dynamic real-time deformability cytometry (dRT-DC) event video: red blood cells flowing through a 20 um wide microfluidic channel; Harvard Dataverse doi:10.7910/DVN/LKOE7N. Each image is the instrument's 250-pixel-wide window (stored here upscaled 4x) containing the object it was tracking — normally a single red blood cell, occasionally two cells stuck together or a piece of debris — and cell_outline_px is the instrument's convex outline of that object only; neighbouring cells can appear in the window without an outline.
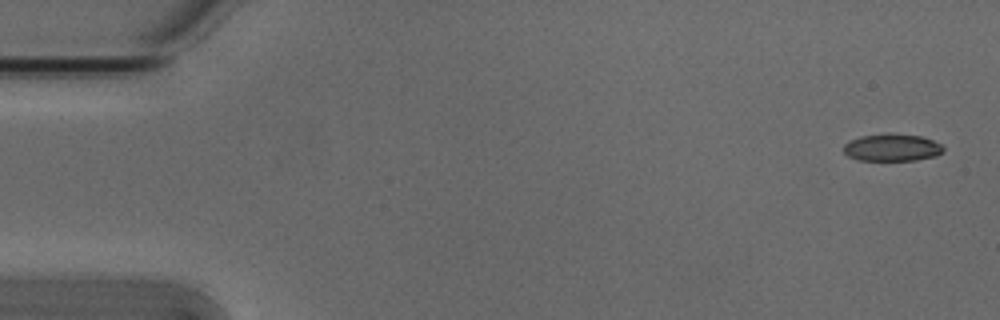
{"species": "Egyptian fruit bat (a non-hibernating species)", "species_latin": "Rousettus aegyptiacus", "temperature_condition": "cold", "stored_images_in_passage": 6, "segment_of_instrument_passage": [1, 2], "camera_frame_rate_fps": 3000, "um_per_image_px": 0.085, "animal": {"sex": "male"}, "frame": {"image": 1, "passage_image": 1, "time_ms": 0.0, "image_size_px": [1000, 320], "cell_outline_px": [[944, 152], [936, 156], [916, 160], [856, 160], [848, 156], [844, 152], [844, 144], [848, 140], [860, 136], [888, 132], [920, 136], [932, 140], [940, 144], [944, 148]], "centroid_in_image_um": [75.8, 12.53], "position_along_channel_um": 9.2, "area_um2": 16.13}}
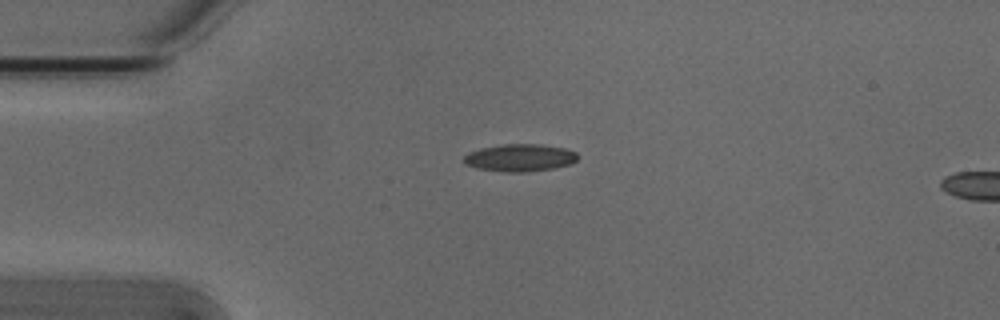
{"frame": {"image": 2, "passage_image": 4, "time_ms": 1.0, "image_size_px": [1000, 320], "cell_outline_px": [[576, 160], [572, 164], [552, 168], [528, 172], [504, 172], [476, 168], [464, 164], [464, 156], [468, 152], [480, 148], [504, 144], [540, 144], [564, 148], [576, 152]], "centroid_in_image_um": [44.16, 13.41], "position_along_channel_um": 40.8, "area_um2": 18.21}}